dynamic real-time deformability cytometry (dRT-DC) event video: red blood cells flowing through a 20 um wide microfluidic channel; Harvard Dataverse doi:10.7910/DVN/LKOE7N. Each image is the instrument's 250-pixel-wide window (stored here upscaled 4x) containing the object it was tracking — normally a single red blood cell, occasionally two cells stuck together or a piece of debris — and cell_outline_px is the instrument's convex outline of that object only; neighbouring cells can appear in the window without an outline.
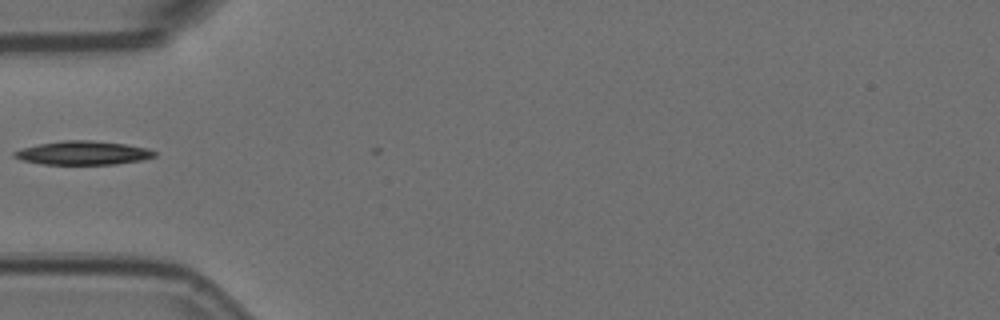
{"species": "Egyptian fruit bat (a non-hibernating species)", "species_latin": "Rousettus aegyptiacus", "temperature_condition": "room temperature", "stored_images_in_passage": 2, "camera_frame_rate_fps": 3000, "um_per_image_px": 0.085, "animal": {"sex": "female"}, "frame": {"image": 1, "passage_image": 1, "time_ms": 0.0, "image_size_px": [1000, 320], "cell_outline_px": [[156, 156], [140, 160], [116, 164], [44, 164], [24, 160], [12, 156], [12, 152], [24, 148], [40, 144], [64, 140], [92, 140], [124, 144], [148, 148], [156, 152]], "centroid_in_image_um": [7.08, 12.99], "position_along_channel_um": 77.9, "area_um2": 19.13}}